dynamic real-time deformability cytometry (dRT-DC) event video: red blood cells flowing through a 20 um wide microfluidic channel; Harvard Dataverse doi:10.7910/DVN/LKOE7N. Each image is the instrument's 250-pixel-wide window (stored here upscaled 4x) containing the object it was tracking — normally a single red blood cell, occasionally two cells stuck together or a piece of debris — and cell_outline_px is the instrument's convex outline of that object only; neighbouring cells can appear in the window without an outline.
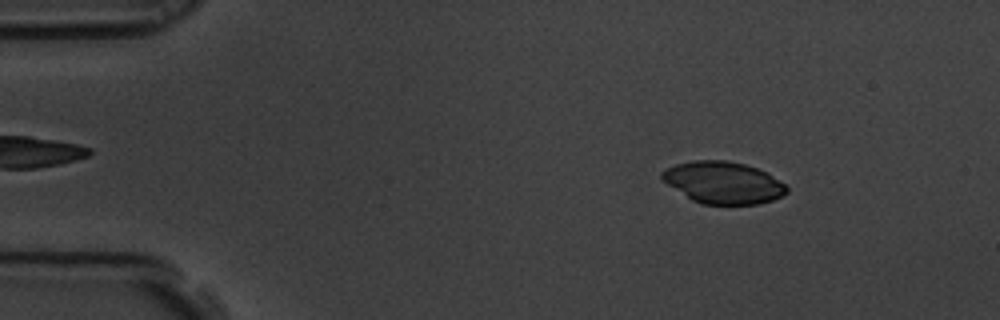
{"species": "common noctule bat (a hibernating species)", "species_latin": "Nyctalus noctula", "temperature_condition": "room temperature", "stored_images_in_passage": 58, "camera_frame_rate_fps": 3000, "um_per_image_px": 0.085, "animal": {"sex": "male", "body_mass_g": 19.5, "forearm_length_mm": 54.6}, "frame": {"image": 1, "passage_image": 8, "time_ms": 2.333, "image_size_px": [1000, 320], "cell_outline_px": [[788, 192], [784, 196], [760, 204], [704, 204], [692, 200], [668, 184], [660, 176], [660, 172], [664, 168], [676, 164], [692, 160], [728, 160], [744, 164], [768, 172], [784, 184], [788, 188]], "centroid_in_image_um": [61.49, 15.51], "position_along_channel_um": 23.5, "area_um2": 30.58}}
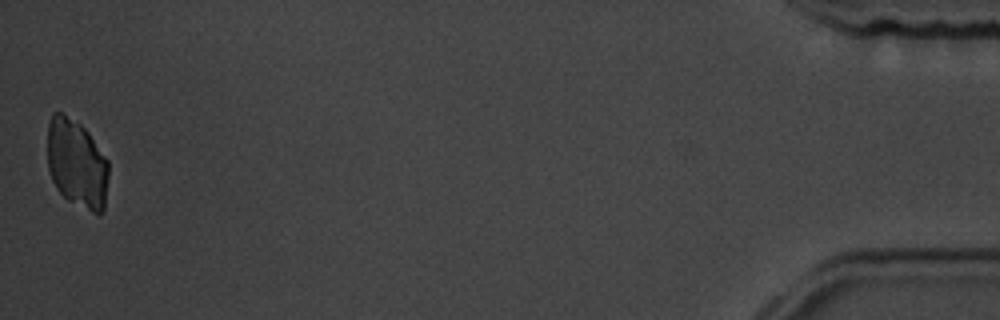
{"frame": {"image": 2, "passage_image": 58, "time_ms": 19.0, "image_size_px": [1000, 320], "cell_outline_px": [[108, 176], [104, 212], [100, 216], [68, 200], [56, 188], [52, 180], [48, 168], [48, 124], [52, 112], [60, 112], [80, 124], [88, 132], [108, 160]], "centroid_in_image_um": [6.54, 13.93], "position_along_channel_um": 428.7, "area_um2": 31.62}}